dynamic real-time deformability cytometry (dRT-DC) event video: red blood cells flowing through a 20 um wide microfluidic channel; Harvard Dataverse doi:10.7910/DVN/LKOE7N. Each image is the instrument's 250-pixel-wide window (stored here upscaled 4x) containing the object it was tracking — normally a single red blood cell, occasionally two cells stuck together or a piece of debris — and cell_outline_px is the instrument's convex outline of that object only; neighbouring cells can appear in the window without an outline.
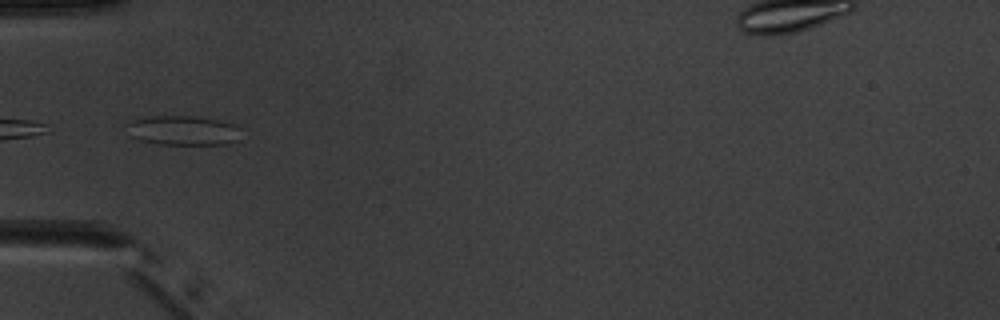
{"species": "common noctule bat (a hibernating species)", "species_latin": "Nyctalus noctula", "temperature_condition": "warm", "stored_images_in_passage": 5, "camera_frame_rate_fps": 3000, "um_per_image_px": 0.085, "animal": {"sex": "male", "body_mass_g": 20.1, "forearm_length_mm": 53.5}, "frame": {"image": 1, "passage_image": 4, "time_ms": 3.667, "image_size_px": [1000, 320], "cell_outline_px": [[240, 128], [236, 140], [228, 144], [160, 144], [140, 140], [132, 136], [124, 124], [128, 120], [152, 116], [200, 116], [220, 120], [232, 124]], "centroid_in_image_um": [15.51, 11.07], "position_along_channel_um": 69.5, "area_um2": 19.71}}
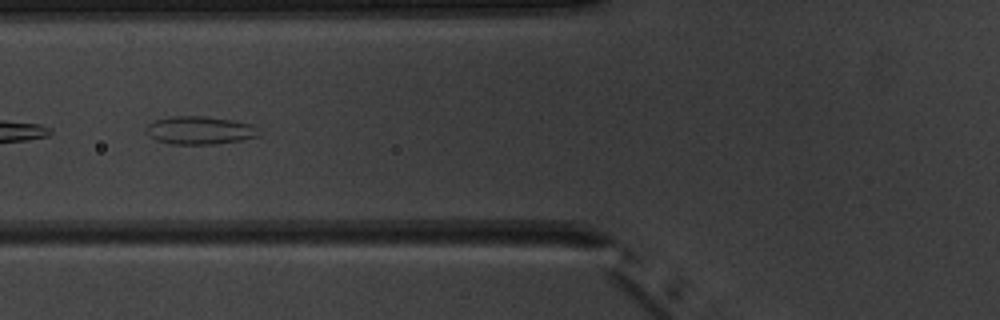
{"frame": {"image": 2, "passage_image": 5, "time_ms": 4.667, "image_size_px": [1000, 320], "cell_outline_px": [[260, 136], [240, 140], [216, 144], [172, 144], [156, 140], [148, 132], [148, 124], [156, 120], [172, 116], [204, 116], [252, 124], [256, 128]], "centroid_in_image_um": [17.0, 11.08], "position_along_channel_um": 108.8, "area_um2": 18.03}}